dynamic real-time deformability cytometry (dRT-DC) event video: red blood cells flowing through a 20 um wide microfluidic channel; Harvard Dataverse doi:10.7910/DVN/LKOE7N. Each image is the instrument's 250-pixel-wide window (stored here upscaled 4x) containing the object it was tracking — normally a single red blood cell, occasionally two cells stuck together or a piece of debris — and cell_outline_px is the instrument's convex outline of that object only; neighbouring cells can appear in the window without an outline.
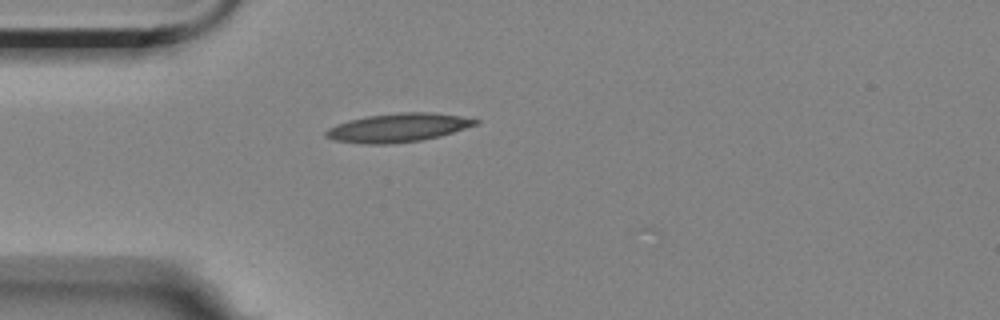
{"species": "Egyptian fruit bat (a non-hibernating species)", "species_latin": "Rousettus aegyptiacus", "temperature_condition": "room temperature", "stored_images_in_passage": 2, "camera_frame_rate_fps": 3000, "um_per_image_px": 0.085, "animal": {"sex": "female"}, "frame": {"image": 1, "passage_image": 1, "time_ms": 0.0, "image_size_px": [1000, 320], "cell_outline_px": [[480, 124], [440, 136], [420, 140], [392, 144], [364, 144], [332, 140], [324, 136], [324, 132], [328, 128], [336, 124], [348, 120], [368, 116], [400, 112], [432, 112], [460, 116], [480, 120]], "centroid_in_image_um": [33.82, 10.85], "position_along_channel_um": 51.2, "area_um2": 25.14}}